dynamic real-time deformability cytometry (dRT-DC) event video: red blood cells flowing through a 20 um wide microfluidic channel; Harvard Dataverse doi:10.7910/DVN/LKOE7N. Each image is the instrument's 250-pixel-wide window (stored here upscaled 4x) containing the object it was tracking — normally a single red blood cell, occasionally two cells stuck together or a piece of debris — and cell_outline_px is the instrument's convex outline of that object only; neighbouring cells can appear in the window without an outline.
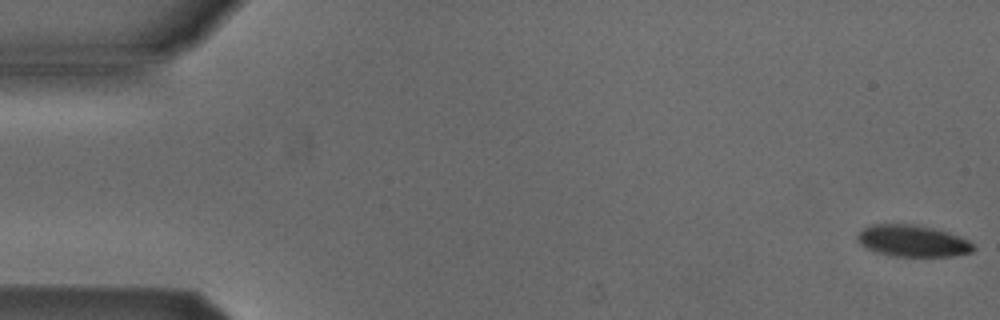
{"species": "Egyptian fruit bat (a non-hibernating species)", "species_latin": "Rousettus aegyptiacus", "temperature_condition": "cold", "stored_images_in_passage": 53, "camera_frame_rate_fps": 3000, "um_per_image_px": 0.085, "animal": {"sex": "male"}, "frame": {"image": 1, "passage_image": 1, "time_ms": 0.0, "image_size_px": [1000, 320], "cell_outline_px": [[976, 248], [972, 252], [952, 256], [892, 256], [876, 252], [860, 244], [856, 236], [864, 228], [872, 224], [912, 224], [948, 232], [960, 236], [968, 240]], "centroid_in_image_um": [77.58, 20.48], "position_along_channel_um": 7.4, "area_um2": 21.21}}
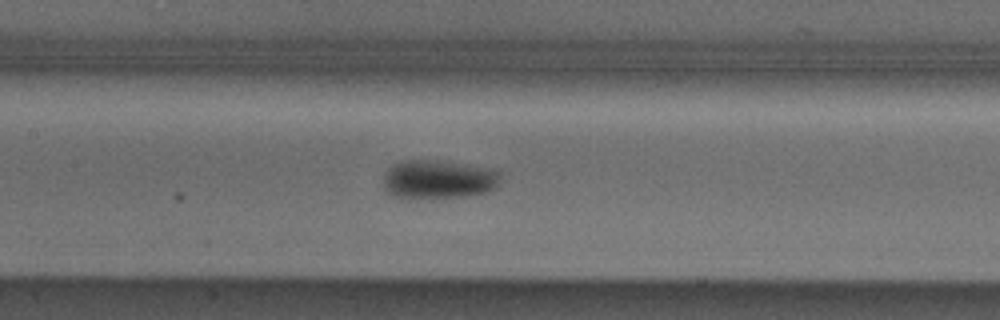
{"frame": {"image": 2, "passage_image": 25, "time_ms": 8.0, "image_size_px": [1000, 320], "cell_outline_px": [[500, 184], [496, 188], [484, 192], [468, 196], [396, 196], [384, 192], [384, 172], [392, 164], [400, 160], [444, 160], [468, 164], [500, 172]], "centroid_in_image_um": [37.25, 15.2], "position_along_channel_um": 170.2, "area_um2": 26.18}}
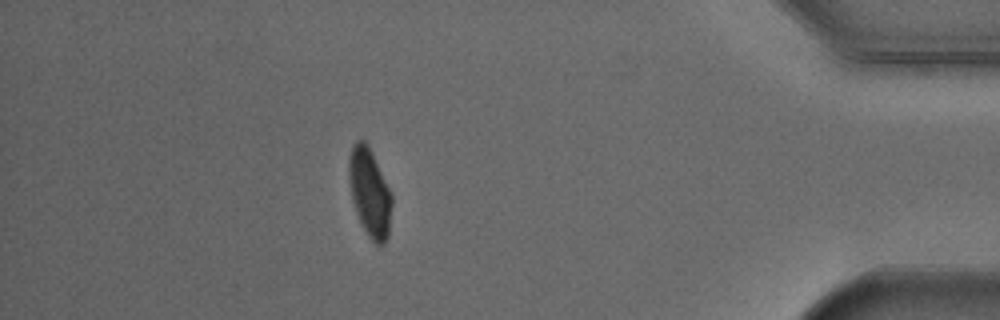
{"frame": {"image": 3, "passage_image": 47, "time_ms": 15.333, "image_size_px": [1000, 320], "cell_outline_px": [[392, 204], [388, 236], [384, 244], [380, 248], [368, 236], [356, 212], [352, 200], [348, 176], [348, 156], [352, 144], [356, 140], [364, 140], [368, 144], [372, 152], [392, 196]], "centroid_in_image_um": [31.41, 16.35], "position_along_channel_um": 403.8, "area_um2": 22.14}, "authors_computed_cell_mechanics": {"area_um2": 23.0044, "velocity_mm_per_s": 3.8478, "shape_relaxation_time_tau1_ms": 2.7507, "shape_relaxation_time_tau2_ms": null, "deformation_change_tau1": 0.1087, "deformation_change_tau2": null}}